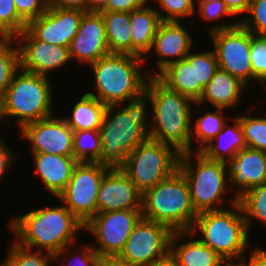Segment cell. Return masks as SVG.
<instances>
[{"mask_svg":"<svg viewBox=\"0 0 266 266\" xmlns=\"http://www.w3.org/2000/svg\"><path fill=\"white\" fill-rule=\"evenodd\" d=\"M149 104V98L144 93L123 104L106 107L99 128L101 164L120 167L132 150L149 138Z\"/></svg>","mask_w":266,"mask_h":266,"instance_id":"1","label":"cell"},{"mask_svg":"<svg viewBox=\"0 0 266 266\" xmlns=\"http://www.w3.org/2000/svg\"><path fill=\"white\" fill-rule=\"evenodd\" d=\"M10 219L7 228L17 243L52 255L74 243L85 226L61 202L58 206H38Z\"/></svg>","mask_w":266,"mask_h":266,"instance_id":"2","label":"cell"},{"mask_svg":"<svg viewBox=\"0 0 266 266\" xmlns=\"http://www.w3.org/2000/svg\"><path fill=\"white\" fill-rule=\"evenodd\" d=\"M145 94L150 101L149 138L172 146L179 154L191 151L192 110L195 102L150 76Z\"/></svg>","mask_w":266,"mask_h":266,"instance_id":"3","label":"cell"},{"mask_svg":"<svg viewBox=\"0 0 266 266\" xmlns=\"http://www.w3.org/2000/svg\"><path fill=\"white\" fill-rule=\"evenodd\" d=\"M143 65L147 64L142 57L131 54L110 53L101 57L89 65L95 92L86 93L106 106L136 99L145 93L147 80L151 76V71L148 72Z\"/></svg>","mask_w":266,"mask_h":266,"instance_id":"4","label":"cell"},{"mask_svg":"<svg viewBox=\"0 0 266 266\" xmlns=\"http://www.w3.org/2000/svg\"><path fill=\"white\" fill-rule=\"evenodd\" d=\"M189 232L226 262H238L251 249V233L238 202L231 208L198 213Z\"/></svg>","mask_w":266,"mask_h":266,"instance_id":"5","label":"cell"},{"mask_svg":"<svg viewBox=\"0 0 266 266\" xmlns=\"http://www.w3.org/2000/svg\"><path fill=\"white\" fill-rule=\"evenodd\" d=\"M178 169L186 178L197 213L225 209L238 202L236 197L228 198L227 195L231 191L225 162L213 161L201 152L190 151L180 153Z\"/></svg>","mask_w":266,"mask_h":266,"instance_id":"6","label":"cell"},{"mask_svg":"<svg viewBox=\"0 0 266 266\" xmlns=\"http://www.w3.org/2000/svg\"><path fill=\"white\" fill-rule=\"evenodd\" d=\"M141 212L143 218L162 223L173 232L190 231L198 213L179 169L142 194Z\"/></svg>","mask_w":266,"mask_h":266,"instance_id":"7","label":"cell"},{"mask_svg":"<svg viewBox=\"0 0 266 266\" xmlns=\"http://www.w3.org/2000/svg\"><path fill=\"white\" fill-rule=\"evenodd\" d=\"M51 77L19 69L4 96L6 113L20 130L24 125L55 115Z\"/></svg>","mask_w":266,"mask_h":266,"instance_id":"8","label":"cell"},{"mask_svg":"<svg viewBox=\"0 0 266 266\" xmlns=\"http://www.w3.org/2000/svg\"><path fill=\"white\" fill-rule=\"evenodd\" d=\"M179 155L172 146L148 138L132 150L119 168L143 194L178 169Z\"/></svg>","mask_w":266,"mask_h":266,"instance_id":"9","label":"cell"},{"mask_svg":"<svg viewBox=\"0 0 266 266\" xmlns=\"http://www.w3.org/2000/svg\"><path fill=\"white\" fill-rule=\"evenodd\" d=\"M111 167L101 163L79 162L70 181L57 196L84 225L97 214V195L103 175Z\"/></svg>","mask_w":266,"mask_h":266,"instance_id":"10","label":"cell"},{"mask_svg":"<svg viewBox=\"0 0 266 266\" xmlns=\"http://www.w3.org/2000/svg\"><path fill=\"white\" fill-rule=\"evenodd\" d=\"M208 36L217 57L218 67L251 88L253 72L250 59V31L239 23L232 28L214 31Z\"/></svg>","mask_w":266,"mask_h":266,"instance_id":"11","label":"cell"},{"mask_svg":"<svg viewBox=\"0 0 266 266\" xmlns=\"http://www.w3.org/2000/svg\"><path fill=\"white\" fill-rule=\"evenodd\" d=\"M172 234L168 226L141 217L119 257L132 266H149L170 253Z\"/></svg>","mask_w":266,"mask_h":266,"instance_id":"12","label":"cell"},{"mask_svg":"<svg viewBox=\"0 0 266 266\" xmlns=\"http://www.w3.org/2000/svg\"><path fill=\"white\" fill-rule=\"evenodd\" d=\"M141 217V209L97 213L84 226V231L94 238L92 247L98 255L119 256Z\"/></svg>","mask_w":266,"mask_h":266,"instance_id":"13","label":"cell"},{"mask_svg":"<svg viewBox=\"0 0 266 266\" xmlns=\"http://www.w3.org/2000/svg\"><path fill=\"white\" fill-rule=\"evenodd\" d=\"M19 51L20 69L44 75L72 64L69 48L38 40L27 28L14 37Z\"/></svg>","mask_w":266,"mask_h":266,"instance_id":"14","label":"cell"},{"mask_svg":"<svg viewBox=\"0 0 266 266\" xmlns=\"http://www.w3.org/2000/svg\"><path fill=\"white\" fill-rule=\"evenodd\" d=\"M19 137L28 142L31 153L73 156V130L63 117L53 115L24 125ZM21 135V136H20Z\"/></svg>","mask_w":266,"mask_h":266,"instance_id":"15","label":"cell"},{"mask_svg":"<svg viewBox=\"0 0 266 266\" xmlns=\"http://www.w3.org/2000/svg\"><path fill=\"white\" fill-rule=\"evenodd\" d=\"M183 21H161L153 40L151 49L143 57L146 59L153 54L157 59L155 72L151 76H157L169 64L185 59L193 49L195 42L192 31L184 27ZM191 34V35H190ZM148 56V57H147Z\"/></svg>","mask_w":266,"mask_h":266,"instance_id":"16","label":"cell"},{"mask_svg":"<svg viewBox=\"0 0 266 266\" xmlns=\"http://www.w3.org/2000/svg\"><path fill=\"white\" fill-rule=\"evenodd\" d=\"M84 13L80 9H61L48 5L42 15L27 24V29L38 40L69 48Z\"/></svg>","mask_w":266,"mask_h":266,"instance_id":"17","label":"cell"},{"mask_svg":"<svg viewBox=\"0 0 266 266\" xmlns=\"http://www.w3.org/2000/svg\"><path fill=\"white\" fill-rule=\"evenodd\" d=\"M69 52L72 62L75 60L86 67L110 54L105 24L100 12L84 13Z\"/></svg>","mask_w":266,"mask_h":266,"instance_id":"18","label":"cell"},{"mask_svg":"<svg viewBox=\"0 0 266 266\" xmlns=\"http://www.w3.org/2000/svg\"><path fill=\"white\" fill-rule=\"evenodd\" d=\"M142 209V193L119 167L104 175L97 195V213Z\"/></svg>","mask_w":266,"mask_h":266,"instance_id":"19","label":"cell"},{"mask_svg":"<svg viewBox=\"0 0 266 266\" xmlns=\"http://www.w3.org/2000/svg\"><path fill=\"white\" fill-rule=\"evenodd\" d=\"M226 167L231 195L237 199L266 183V152L246 147L229 159Z\"/></svg>","mask_w":266,"mask_h":266,"instance_id":"20","label":"cell"},{"mask_svg":"<svg viewBox=\"0 0 266 266\" xmlns=\"http://www.w3.org/2000/svg\"><path fill=\"white\" fill-rule=\"evenodd\" d=\"M248 87L241 82L238 78L233 77L227 71L218 68L204 87L203 93L199 100L194 104V106H200L203 108L205 104L208 103L211 108H223L227 109H236L240 106V100L243 99V94L249 93ZM243 93V94H242Z\"/></svg>","mask_w":266,"mask_h":266,"instance_id":"21","label":"cell"},{"mask_svg":"<svg viewBox=\"0 0 266 266\" xmlns=\"http://www.w3.org/2000/svg\"><path fill=\"white\" fill-rule=\"evenodd\" d=\"M34 160V172L39 177L41 185L49 195L57 198L71 179L73 171L79 163L73 156L46 153H31Z\"/></svg>","mask_w":266,"mask_h":266,"instance_id":"22","label":"cell"},{"mask_svg":"<svg viewBox=\"0 0 266 266\" xmlns=\"http://www.w3.org/2000/svg\"><path fill=\"white\" fill-rule=\"evenodd\" d=\"M170 253L178 266H223L226 263L209 246L194 238L189 231L173 232Z\"/></svg>","mask_w":266,"mask_h":266,"instance_id":"23","label":"cell"},{"mask_svg":"<svg viewBox=\"0 0 266 266\" xmlns=\"http://www.w3.org/2000/svg\"><path fill=\"white\" fill-rule=\"evenodd\" d=\"M171 90L192 99L195 103L204 88L196 84L195 51L192 49L185 59L169 64L156 76Z\"/></svg>","mask_w":266,"mask_h":266,"instance_id":"24","label":"cell"},{"mask_svg":"<svg viewBox=\"0 0 266 266\" xmlns=\"http://www.w3.org/2000/svg\"><path fill=\"white\" fill-rule=\"evenodd\" d=\"M148 2L130 12L132 55L144 57L151 49L157 28L161 22L158 12Z\"/></svg>","mask_w":266,"mask_h":266,"instance_id":"25","label":"cell"},{"mask_svg":"<svg viewBox=\"0 0 266 266\" xmlns=\"http://www.w3.org/2000/svg\"><path fill=\"white\" fill-rule=\"evenodd\" d=\"M231 121H227L223 129L200 151L207 159L226 163L247 147L240 125V115L232 116Z\"/></svg>","mask_w":266,"mask_h":266,"instance_id":"26","label":"cell"},{"mask_svg":"<svg viewBox=\"0 0 266 266\" xmlns=\"http://www.w3.org/2000/svg\"><path fill=\"white\" fill-rule=\"evenodd\" d=\"M211 109L204 112L199 109V112L203 115L199 114L198 110L196 112H194L195 109L192 110L191 152H200L223 129L227 121L231 120V117L225 114L226 109L215 107ZM193 142L198 143L197 145L199 146ZM194 145H196V148H193Z\"/></svg>","mask_w":266,"mask_h":266,"instance_id":"27","label":"cell"},{"mask_svg":"<svg viewBox=\"0 0 266 266\" xmlns=\"http://www.w3.org/2000/svg\"><path fill=\"white\" fill-rule=\"evenodd\" d=\"M82 94L76 103L72 104L69 115L62 117L73 131L99 130L107 106L87 93Z\"/></svg>","mask_w":266,"mask_h":266,"instance_id":"28","label":"cell"},{"mask_svg":"<svg viewBox=\"0 0 266 266\" xmlns=\"http://www.w3.org/2000/svg\"><path fill=\"white\" fill-rule=\"evenodd\" d=\"M110 53L131 54L130 13L101 11Z\"/></svg>","mask_w":266,"mask_h":266,"instance_id":"29","label":"cell"},{"mask_svg":"<svg viewBox=\"0 0 266 266\" xmlns=\"http://www.w3.org/2000/svg\"><path fill=\"white\" fill-rule=\"evenodd\" d=\"M196 5L195 14L198 15L196 17H201L203 22L205 21L207 24L209 22L211 23V25L206 28L208 32L207 34L218 30L232 28L239 24V20L231 22H228L229 20H227V23L225 20L222 21V23H218L217 20L224 19V17L228 18L230 16L235 19V16L230 12L223 0H196ZM214 21L217 23L215 24Z\"/></svg>","mask_w":266,"mask_h":266,"instance_id":"30","label":"cell"},{"mask_svg":"<svg viewBox=\"0 0 266 266\" xmlns=\"http://www.w3.org/2000/svg\"><path fill=\"white\" fill-rule=\"evenodd\" d=\"M248 231L253 230V221L266 225V183L245 192L239 199ZM256 219V220H254Z\"/></svg>","mask_w":266,"mask_h":266,"instance_id":"31","label":"cell"},{"mask_svg":"<svg viewBox=\"0 0 266 266\" xmlns=\"http://www.w3.org/2000/svg\"><path fill=\"white\" fill-rule=\"evenodd\" d=\"M73 157L78 162L100 163L102 152L99 130L73 132Z\"/></svg>","mask_w":266,"mask_h":266,"instance_id":"32","label":"cell"},{"mask_svg":"<svg viewBox=\"0 0 266 266\" xmlns=\"http://www.w3.org/2000/svg\"><path fill=\"white\" fill-rule=\"evenodd\" d=\"M11 245V246H10ZM8 247L5 260L0 266H53V255L47 251L30 249L14 239Z\"/></svg>","mask_w":266,"mask_h":266,"instance_id":"33","label":"cell"},{"mask_svg":"<svg viewBox=\"0 0 266 266\" xmlns=\"http://www.w3.org/2000/svg\"><path fill=\"white\" fill-rule=\"evenodd\" d=\"M20 69L19 51L14 38H0V94L4 95Z\"/></svg>","mask_w":266,"mask_h":266,"instance_id":"34","label":"cell"},{"mask_svg":"<svg viewBox=\"0 0 266 266\" xmlns=\"http://www.w3.org/2000/svg\"><path fill=\"white\" fill-rule=\"evenodd\" d=\"M251 111V112H250ZM249 115L243 112L240 115V125L246 146L266 152V115H251L255 109H251Z\"/></svg>","mask_w":266,"mask_h":266,"instance_id":"35","label":"cell"},{"mask_svg":"<svg viewBox=\"0 0 266 266\" xmlns=\"http://www.w3.org/2000/svg\"><path fill=\"white\" fill-rule=\"evenodd\" d=\"M157 6L155 10L158 12L161 21H183L195 18L196 0H149ZM156 4V5H155ZM194 17V18H192ZM196 19V20H194Z\"/></svg>","mask_w":266,"mask_h":266,"instance_id":"36","label":"cell"},{"mask_svg":"<svg viewBox=\"0 0 266 266\" xmlns=\"http://www.w3.org/2000/svg\"><path fill=\"white\" fill-rule=\"evenodd\" d=\"M85 243L86 242H84L83 244L80 243L79 244L80 247L79 246L77 247L75 245H78V244L74 242V243L69 244L66 247H64L61 251L56 252L53 255V262H54L53 265L57 261L58 263L60 262V266H95L97 258L99 255L94 250V248L92 247V244H90V242L86 243V244ZM73 244H74V246H73ZM74 248H76V249H74ZM69 251L73 252V255L71 252L69 253ZM68 257H70V258H68ZM69 259H71V260H69ZM66 260H68V261L65 263Z\"/></svg>","mask_w":266,"mask_h":266,"instance_id":"37","label":"cell"},{"mask_svg":"<svg viewBox=\"0 0 266 266\" xmlns=\"http://www.w3.org/2000/svg\"><path fill=\"white\" fill-rule=\"evenodd\" d=\"M27 28L18 15L14 0H0V38H14Z\"/></svg>","mask_w":266,"mask_h":266,"instance_id":"38","label":"cell"},{"mask_svg":"<svg viewBox=\"0 0 266 266\" xmlns=\"http://www.w3.org/2000/svg\"><path fill=\"white\" fill-rule=\"evenodd\" d=\"M250 59L252 63L253 82L266 84V36L250 32Z\"/></svg>","mask_w":266,"mask_h":266,"instance_id":"39","label":"cell"},{"mask_svg":"<svg viewBox=\"0 0 266 266\" xmlns=\"http://www.w3.org/2000/svg\"><path fill=\"white\" fill-rule=\"evenodd\" d=\"M239 23L255 35L266 36V0H251Z\"/></svg>","mask_w":266,"mask_h":266,"instance_id":"40","label":"cell"},{"mask_svg":"<svg viewBox=\"0 0 266 266\" xmlns=\"http://www.w3.org/2000/svg\"><path fill=\"white\" fill-rule=\"evenodd\" d=\"M218 68V61L213 48L208 51L201 50V52L195 50L196 84H200L204 88Z\"/></svg>","mask_w":266,"mask_h":266,"instance_id":"41","label":"cell"},{"mask_svg":"<svg viewBox=\"0 0 266 266\" xmlns=\"http://www.w3.org/2000/svg\"><path fill=\"white\" fill-rule=\"evenodd\" d=\"M14 4L18 15L28 24L46 11L49 0H14Z\"/></svg>","mask_w":266,"mask_h":266,"instance_id":"42","label":"cell"},{"mask_svg":"<svg viewBox=\"0 0 266 266\" xmlns=\"http://www.w3.org/2000/svg\"><path fill=\"white\" fill-rule=\"evenodd\" d=\"M4 136L0 134V183L5 178V175L11 168H14L15 161L18 160L19 155L14 152L11 147L3 139Z\"/></svg>","mask_w":266,"mask_h":266,"instance_id":"43","label":"cell"},{"mask_svg":"<svg viewBox=\"0 0 266 266\" xmlns=\"http://www.w3.org/2000/svg\"><path fill=\"white\" fill-rule=\"evenodd\" d=\"M149 0H108L107 6L102 11L127 12L141 8L146 5Z\"/></svg>","mask_w":266,"mask_h":266,"instance_id":"44","label":"cell"},{"mask_svg":"<svg viewBox=\"0 0 266 266\" xmlns=\"http://www.w3.org/2000/svg\"><path fill=\"white\" fill-rule=\"evenodd\" d=\"M251 247L248 253H245L238 261L241 266H266V248L260 246ZM248 255V256H246ZM249 257V258H248ZM248 259V260H247Z\"/></svg>","mask_w":266,"mask_h":266,"instance_id":"45","label":"cell"},{"mask_svg":"<svg viewBox=\"0 0 266 266\" xmlns=\"http://www.w3.org/2000/svg\"><path fill=\"white\" fill-rule=\"evenodd\" d=\"M49 5L61 9H80L88 12V0H49Z\"/></svg>","mask_w":266,"mask_h":266,"instance_id":"46","label":"cell"},{"mask_svg":"<svg viewBox=\"0 0 266 266\" xmlns=\"http://www.w3.org/2000/svg\"><path fill=\"white\" fill-rule=\"evenodd\" d=\"M223 1L225 2L227 8L235 17L239 16L237 18L239 21L243 17V15L247 13L250 3L249 0H223Z\"/></svg>","mask_w":266,"mask_h":266,"instance_id":"47","label":"cell"},{"mask_svg":"<svg viewBox=\"0 0 266 266\" xmlns=\"http://www.w3.org/2000/svg\"><path fill=\"white\" fill-rule=\"evenodd\" d=\"M95 266H132L119 256L99 255Z\"/></svg>","mask_w":266,"mask_h":266,"instance_id":"48","label":"cell"},{"mask_svg":"<svg viewBox=\"0 0 266 266\" xmlns=\"http://www.w3.org/2000/svg\"><path fill=\"white\" fill-rule=\"evenodd\" d=\"M108 0H88V12H101L107 6Z\"/></svg>","mask_w":266,"mask_h":266,"instance_id":"49","label":"cell"},{"mask_svg":"<svg viewBox=\"0 0 266 266\" xmlns=\"http://www.w3.org/2000/svg\"><path fill=\"white\" fill-rule=\"evenodd\" d=\"M149 266H178V263L171 253H169L164 258L154 261Z\"/></svg>","mask_w":266,"mask_h":266,"instance_id":"50","label":"cell"},{"mask_svg":"<svg viewBox=\"0 0 266 266\" xmlns=\"http://www.w3.org/2000/svg\"><path fill=\"white\" fill-rule=\"evenodd\" d=\"M5 120H8V116L6 113L5 96L0 94V127H1V130L3 129L1 125H5L3 123L5 122Z\"/></svg>","mask_w":266,"mask_h":266,"instance_id":"51","label":"cell"},{"mask_svg":"<svg viewBox=\"0 0 266 266\" xmlns=\"http://www.w3.org/2000/svg\"><path fill=\"white\" fill-rule=\"evenodd\" d=\"M223 266H241L239 262H226Z\"/></svg>","mask_w":266,"mask_h":266,"instance_id":"52","label":"cell"}]
</instances>
